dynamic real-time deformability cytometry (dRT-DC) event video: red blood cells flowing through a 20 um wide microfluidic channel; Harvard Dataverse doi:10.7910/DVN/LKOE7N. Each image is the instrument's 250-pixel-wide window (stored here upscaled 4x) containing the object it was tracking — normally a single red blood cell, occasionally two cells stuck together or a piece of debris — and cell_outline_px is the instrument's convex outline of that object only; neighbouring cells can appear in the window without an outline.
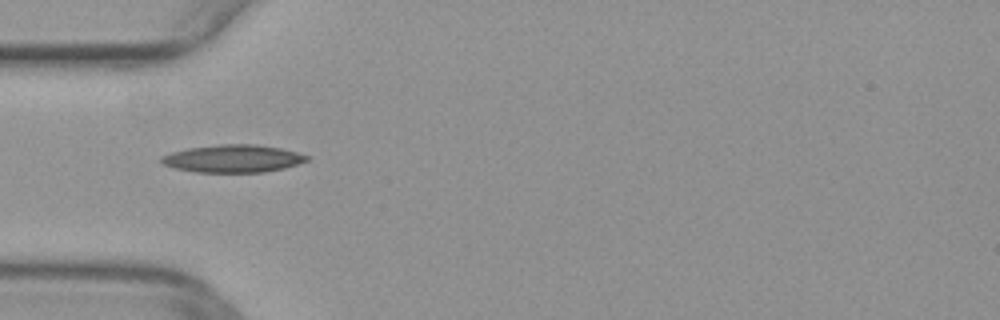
{"species": "common noctule bat (a hibernating species)", "species_latin": "Nyctalus noctula", "temperature_condition": "warm", "stored_images_in_passage": 34, "camera_frame_rate_fps": 3000, "um_per_image_px": 0.085, "animal": {"sex": "female", "body_mass_g": 29.2, "forearm_length_mm": 56.3}, "frame": {"image": 1, "passage_image": 1, "time_ms": 0.0, "image_size_px": [1000, 320], "cell_outline_px": [[308, 160], [284, 168], [264, 172], [196, 172], [176, 168], [164, 164], [160, 160], [160, 156], [172, 152], [188, 148], [220, 144], [256, 144], [280, 148], [296, 152], [308, 156]], "centroid_in_image_um": [19.78, 13.47], "position_along_channel_um": 65.2, "area_um2": 23.24}}
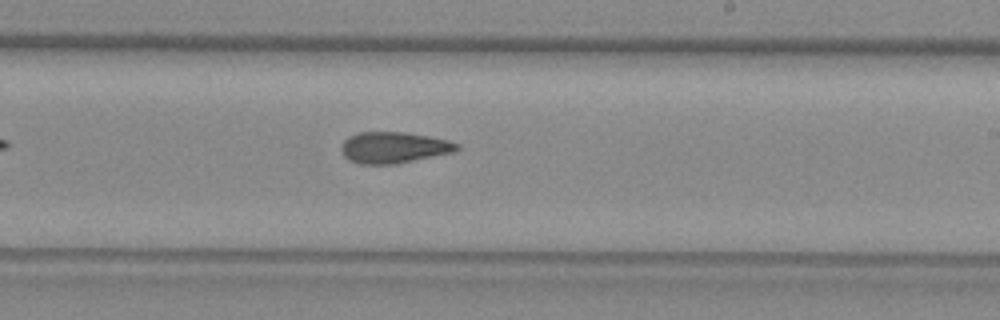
{"frame": {"image": 2, "passage_image": 15, "time_ms": 4.667, "image_size_px": [1000, 320], "cell_outline_px": [[460, 148], [456, 152], [396, 164], [360, 164], [348, 160], [344, 156], [340, 148], [344, 140], [348, 136], [360, 132], [404, 132], [428, 136], [448, 140], [460, 144]], "centroid_in_image_um": [33.48, 12.54], "position_along_channel_um": 255.5, "area_um2": 21.27}}
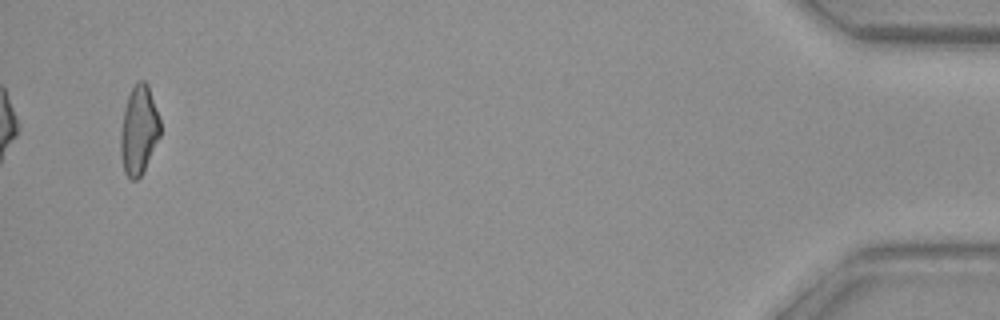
{"frame": {"image": 3, "passage_image": 34, "time_ms": 11.0, "image_size_px": [1000, 320], "cell_outline_px": [[160, 136], [144, 172], [136, 180], [128, 180], [124, 172], [120, 156], [120, 132], [124, 108], [128, 96], [132, 88], [140, 80], [144, 80], [148, 84], [160, 120]], "centroid_in_image_um": [11.79, 11.12], "position_along_channel_um": 423.4, "area_um2": 20.75}}